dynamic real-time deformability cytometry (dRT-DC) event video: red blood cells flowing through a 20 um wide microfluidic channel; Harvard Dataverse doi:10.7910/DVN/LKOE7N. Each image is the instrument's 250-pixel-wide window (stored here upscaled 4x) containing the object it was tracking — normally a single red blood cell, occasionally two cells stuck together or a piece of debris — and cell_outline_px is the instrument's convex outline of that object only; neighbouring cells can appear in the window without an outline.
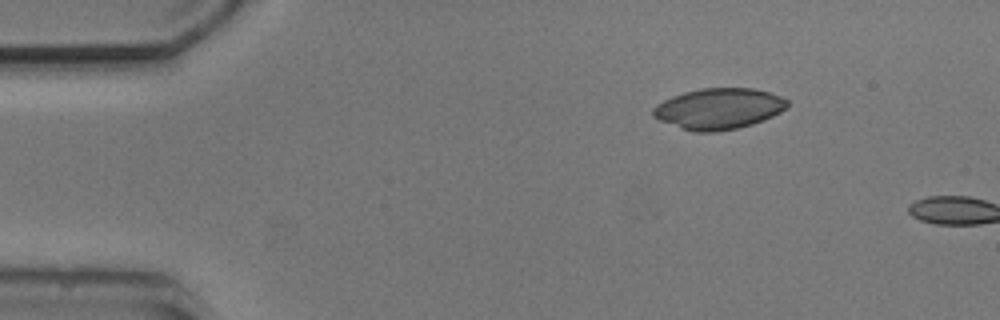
{"species": "common noctule bat (a hibernating species)", "species_latin": "Nyctalus noctula", "temperature_condition": "cold", "stored_images_in_passage": 2, "camera_frame_rate_fps": 3000, "um_per_image_px": 0.085, "animal": {"sex": "male", "body_mass_g": 20.5, "forearm_length_mm": 52.5}, "frame": {"image": 1, "passage_image": 1, "time_ms": 0.0, "image_size_px": [1000, 320], "cell_outline_px": [[788, 104], [780, 112], [764, 120], [752, 124], [736, 128], [716, 132], [692, 132], [680, 128], [660, 120], [652, 116], [652, 108], [656, 104], [672, 96], [684, 92], [700, 88], [752, 88], [768, 92], [780, 96], [788, 100]], "centroid_in_image_um": [61.05, 9.24], "position_along_channel_um": 23.9, "area_um2": 32.02}}